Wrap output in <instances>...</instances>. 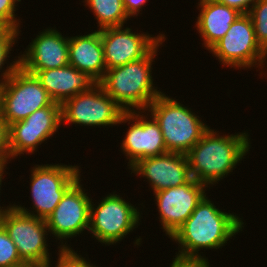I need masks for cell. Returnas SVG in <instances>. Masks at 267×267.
I'll return each instance as SVG.
<instances>
[{"instance_id":"cell-30","label":"cell","mask_w":267,"mask_h":267,"mask_svg":"<svg viewBox=\"0 0 267 267\" xmlns=\"http://www.w3.org/2000/svg\"><path fill=\"white\" fill-rule=\"evenodd\" d=\"M149 0H123V5L128 16L137 17L139 12L142 11V7Z\"/></svg>"},{"instance_id":"cell-22","label":"cell","mask_w":267,"mask_h":267,"mask_svg":"<svg viewBox=\"0 0 267 267\" xmlns=\"http://www.w3.org/2000/svg\"><path fill=\"white\" fill-rule=\"evenodd\" d=\"M20 32L21 30L18 31L14 28L6 27L0 33V85H2L19 66V59H14L11 63L9 61L7 62V60H10L8 59L11 54L10 51H12V47H14L15 42L17 43V39H19L18 36H21L19 35ZM5 63H10L6 66V69L3 67L5 66Z\"/></svg>"},{"instance_id":"cell-8","label":"cell","mask_w":267,"mask_h":267,"mask_svg":"<svg viewBox=\"0 0 267 267\" xmlns=\"http://www.w3.org/2000/svg\"><path fill=\"white\" fill-rule=\"evenodd\" d=\"M224 66L235 69L263 68L267 53L256 40L252 20L248 14H241L226 35L209 50Z\"/></svg>"},{"instance_id":"cell-17","label":"cell","mask_w":267,"mask_h":267,"mask_svg":"<svg viewBox=\"0 0 267 267\" xmlns=\"http://www.w3.org/2000/svg\"><path fill=\"white\" fill-rule=\"evenodd\" d=\"M23 70H47L69 64V37L55 28L39 32L27 49L16 57Z\"/></svg>"},{"instance_id":"cell-16","label":"cell","mask_w":267,"mask_h":267,"mask_svg":"<svg viewBox=\"0 0 267 267\" xmlns=\"http://www.w3.org/2000/svg\"><path fill=\"white\" fill-rule=\"evenodd\" d=\"M130 170L131 174L147 179L153 193L183 185L192 179L186 154L177 152L143 158Z\"/></svg>"},{"instance_id":"cell-9","label":"cell","mask_w":267,"mask_h":267,"mask_svg":"<svg viewBox=\"0 0 267 267\" xmlns=\"http://www.w3.org/2000/svg\"><path fill=\"white\" fill-rule=\"evenodd\" d=\"M0 223L24 262L44 263L53 267L50 258L52 253H49L48 249L50 245L46 240L50 232L44 219L26 214L9 204L0 218Z\"/></svg>"},{"instance_id":"cell-24","label":"cell","mask_w":267,"mask_h":267,"mask_svg":"<svg viewBox=\"0 0 267 267\" xmlns=\"http://www.w3.org/2000/svg\"><path fill=\"white\" fill-rule=\"evenodd\" d=\"M17 247L0 223V267H13L22 264Z\"/></svg>"},{"instance_id":"cell-13","label":"cell","mask_w":267,"mask_h":267,"mask_svg":"<svg viewBox=\"0 0 267 267\" xmlns=\"http://www.w3.org/2000/svg\"><path fill=\"white\" fill-rule=\"evenodd\" d=\"M142 113L146 114L145 111L124 112L118 123V125L127 122V125L130 124L120 146L121 152L129 160L127 165L129 169L143 158L168 152L158 122L151 114L149 115V112L147 115Z\"/></svg>"},{"instance_id":"cell-18","label":"cell","mask_w":267,"mask_h":267,"mask_svg":"<svg viewBox=\"0 0 267 267\" xmlns=\"http://www.w3.org/2000/svg\"><path fill=\"white\" fill-rule=\"evenodd\" d=\"M35 75L54 102L62 104L78 93L89 91L97 84L88 74L70 64L47 70H24Z\"/></svg>"},{"instance_id":"cell-21","label":"cell","mask_w":267,"mask_h":267,"mask_svg":"<svg viewBox=\"0 0 267 267\" xmlns=\"http://www.w3.org/2000/svg\"><path fill=\"white\" fill-rule=\"evenodd\" d=\"M84 6L93 12L98 29L124 26L130 18L125 11L123 0H83Z\"/></svg>"},{"instance_id":"cell-19","label":"cell","mask_w":267,"mask_h":267,"mask_svg":"<svg viewBox=\"0 0 267 267\" xmlns=\"http://www.w3.org/2000/svg\"><path fill=\"white\" fill-rule=\"evenodd\" d=\"M69 64L97 83L104 77L107 68L99 30L69 37Z\"/></svg>"},{"instance_id":"cell-12","label":"cell","mask_w":267,"mask_h":267,"mask_svg":"<svg viewBox=\"0 0 267 267\" xmlns=\"http://www.w3.org/2000/svg\"><path fill=\"white\" fill-rule=\"evenodd\" d=\"M62 125L61 105L36 110L26 119L8 126L10 159L34 154L38 146L58 132Z\"/></svg>"},{"instance_id":"cell-25","label":"cell","mask_w":267,"mask_h":267,"mask_svg":"<svg viewBox=\"0 0 267 267\" xmlns=\"http://www.w3.org/2000/svg\"><path fill=\"white\" fill-rule=\"evenodd\" d=\"M58 260L55 267H97L96 264H91L90 260H85V257L79 255L75 250H58Z\"/></svg>"},{"instance_id":"cell-1","label":"cell","mask_w":267,"mask_h":267,"mask_svg":"<svg viewBox=\"0 0 267 267\" xmlns=\"http://www.w3.org/2000/svg\"><path fill=\"white\" fill-rule=\"evenodd\" d=\"M244 227L238 214L222 211L205 195L170 239L179 245L176 257L207 259L199 254L200 249H221Z\"/></svg>"},{"instance_id":"cell-32","label":"cell","mask_w":267,"mask_h":267,"mask_svg":"<svg viewBox=\"0 0 267 267\" xmlns=\"http://www.w3.org/2000/svg\"><path fill=\"white\" fill-rule=\"evenodd\" d=\"M7 167H1L0 168V190H2L1 189V184H2V182H3V179H4V172H6V169ZM1 193V192H0ZM8 208V206H0V218L2 217V215L5 213V211H6V209Z\"/></svg>"},{"instance_id":"cell-28","label":"cell","mask_w":267,"mask_h":267,"mask_svg":"<svg viewBox=\"0 0 267 267\" xmlns=\"http://www.w3.org/2000/svg\"><path fill=\"white\" fill-rule=\"evenodd\" d=\"M170 267H211L207 259H184L173 257Z\"/></svg>"},{"instance_id":"cell-11","label":"cell","mask_w":267,"mask_h":267,"mask_svg":"<svg viewBox=\"0 0 267 267\" xmlns=\"http://www.w3.org/2000/svg\"><path fill=\"white\" fill-rule=\"evenodd\" d=\"M81 181L79 178L66 191L53 213L45 220L49 236H55L56 242L60 240L58 248L62 250H73L66 240L89 230L92 198H89V192L85 193L87 190L83 188Z\"/></svg>"},{"instance_id":"cell-33","label":"cell","mask_w":267,"mask_h":267,"mask_svg":"<svg viewBox=\"0 0 267 267\" xmlns=\"http://www.w3.org/2000/svg\"><path fill=\"white\" fill-rule=\"evenodd\" d=\"M6 28V26L0 22V33Z\"/></svg>"},{"instance_id":"cell-26","label":"cell","mask_w":267,"mask_h":267,"mask_svg":"<svg viewBox=\"0 0 267 267\" xmlns=\"http://www.w3.org/2000/svg\"><path fill=\"white\" fill-rule=\"evenodd\" d=\"M20 1L21 0H0V22L6 27L14 28L18 31L21 27V21L16 17L17 15L15 14V11L17 10L16 6H18V2Z\"/></svg>"},{"instance_id":"cell-6","label":"cell","mask_w":267,"mask_h":267,"mask_svg":"<svg viewBox=\"0 0 267 267\" xmlns=\"http://www.w3.org/2000/svg\"><path fill=\"white\" fill-rule=\"evenodd\" d=\"M116 192L103 197L98 205L91 201L89 233L105 246L121 242L141 224L139 207ZM140 221V222H139Z\"/></svg>"},{"instance_id":"cell-3","label":"cell","mask_w":267,"mask_h":267,"mask_svg":"<svg viewBox=\"0 0 267 267\" xmlns=\"http://www.w3.org/2000/svg\"><path fill=\"white\" fill-rule=\"evenodd\" d=\"M164 37L145 57L125 65L107 69L98 82L103 90L125 111H146L162 93L153 83V59ZM159 89V90H158Z\"/></svg>"},{"instance_id":"cell-15","label":"cell","mask_w":267,"mask_h":267,"mask_svg":"<svg viewBox=\"0 0 267 267\" xmlns=\"http://www.w3.org/2000/svg\"><path fill=\"white\" fill-rule=\"evenodd\" d=\"M107 69L125 65L145 57L164 37L136 33L129 27H109L99 30Z\"/></svg>"},{"instance_id":"cell-31","label":"cell","mask_w":267,"mask_h":267,"mask_svg":"<svg viewBox=\"0 0 267 267\" xmlns=\"http://www.w3.org/2000/svg\"><path fill=\"white\" fill-rule=\"evenodd\" d=\"M13 267H51L49 264L37 263V262H23L22 264Z\"/></svg>"},{"instance_id":"cell-2","label":"cell","mask_w":267,"mask_h":267,"mask_svg":"<svg viewBox=\"0 0 267 267\" xmlns=\"http://www.w3.org/2000/svg\"><path fill=\"white\" fill-rule=\"evenodd\" d=\"M218 132L209 127L186 153L192 178L209 189L231 174L251 147L249 132L227 136Z\"/></svg>"},{"instance_id":"cell-23","label":"cell","mask_w":267,"mask_h":267,"mask_svg":"<svg viewBox=\"0 0 267 267\" xmlns=\"http://www.w3.org/2000/svg\"><path fill=\"white\" fill-rule=\"evenodd\" d=\"M248 15L253 23L256 40L267 53V0H257Z\"/></svg>"},{"instance_id":"cell-29","label":"cell","mask_w":267,"mask_h":267,"mask_svg":"<svg viewBox=\"0 0 267 267\" xmlns=\"http://www.w3.org/2000/svg\"><path fill=\"white\" fill-rule=\"evenodd\" d=\"M219 3L235 8L242 14H248L257 0H216Z\"/></svg>"},{"instance_id":"cell-5","label":"cell","mask_w":267,"mask_h":267,"mask_svg":"<svg viewBox=\"0 0 267 267\" xmlns=\"http://www.w3.org/2000/svg\"><path fill=\"white\" fill-rule=\"evenodd\" d=\"M80 166L66 164L34 165L30 177V193L32 208H25L21 204H13L18 210L46 220L66 191L81 178ZM34 209V210H33ZM36 213V214H35Z\"/></svg>"},{"instance_id":"cell-7","label":"cell","mask_w":267,"mask_h":267,"mask_svg":"<svg viewBox=\"0 0 267 267\" xmlns=\"http://www.w3.org/2000/svg\"><path fill=\"white\" fill-rule=\"evenodd\" d=\"M49 105L61 104L54 102L35 75L20 66L1 85L0 116L8 126Z\"/></svg>"},{"instance_id":"cell-27","label":"cell","mask_w":267,"mask_h":267,"mask_svg":"<svg viewBox=\"0 0 267 267\" xmlns=\"http://www.w3.org/2000/svg\"><path fill=\"white\" fill-rule=\"evenodd\" d=\"M9 161L11 162L9 152L8 124L0 116V166L7 167Z\"/></svg>"},{"instance_id":"cell-4","label":"cell","mask_w":267,"mask_h":267,"mask_svg":"<svg viewBox=\"0 0 267 267\" xmlns=\"http://www.w3.org/2000/svg\"><path fill=\"white\" fill-rule=\"evenodd\" d=\"M158 122L168 152L186 154L210 127L191 108L161 93L149 106Z\"/></svg>"},{"instance_id":"cell-10","label":"cell","mask_w":267,"mask_h":267,"mask_svg":"<svg viewBox=\"0 0 267 267\" xmlns=\"http://www.w3.org/2000/svg\"><path fill=\"white\" fill-rule=\"evenodd\" d=\"M124 112L98 83L61 104L62 123L75 126H118Z\"/></svg>"},{"instance_id":"cell-20","label":"cell","mask_w":267,"mask_h":267,"mask_svg":"<svg viewBox=\"0 0 267 267\" xmlns=\"http://www.w3.org/2000/svg\"><path fill=\"white\" fill-rule=\"evenodd\" d=\"M200 11L196 28L205 49L209 50L217 41L223 38L231 24L242 14L232 7H228L216 0H198Z\"/></svg>"},{"instance_id":"cell-14","label":"cell","mask_w":267,"mask_h":267,"mask_svg":"<svg viewBox=\"0 0 267 267\" xmlns=\"http://www.w3.org/2000/svg\"><path fill=\"white\" fill-rule=\"evenodd\" d=\"M207 188V189H206ZM208 187L195 179L177 186L170 187L155 195V204L163 232L170 238L190 217L198 203L207 194Z\"/></svg>"}]
</instances>
